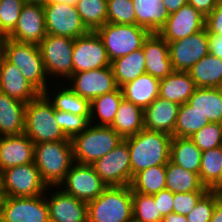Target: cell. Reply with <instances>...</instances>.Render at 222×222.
<instances>
[{
  "instance_id": "cell-1",
  "label": "cell",
  "mask_w": 222,
  "mask_h": 222,
  "mask_svg": "<svg viewBox=\"0 0 222 222\" xmlns=\"http://www.w3.org/2000/svg\"><path fill=\"white\" fill-rule=\"evenodd\" d=\"M125 140L129 146L132 178L142 170L166 165L170 160L172 136L169 134L143 128Z\"/></svg>"
},
{
  "instance_id": "cell-2",
  "label": "cell",
  "mask_w": 222,
  "mask_h": 222,
  "mask_svg": "<svg viewBox=\"0 0 222 222\" xmlns=\"http://www.w3.org/2000/svg\"><path fill=\"white\" fill-rule=\"evenodd\" d=\"M73 163L71 140L41 142L34 146V164L47 187H58Z\"/></svg>"
},
{
  "instance_id": "cell-3",
  "label": "cell",
  "mask_w": 222,
  "mask_h": 222,
  "mask_svg": "<svg viewBox=\"0 0 222 222\" xmlns=\"http://www.w3.org/2000/svg\"><path fill=\"white\" fill-rule=\"evenodd\" d=\"M123 138L111 126L89 124L72 139L74 162L92 165L111 152Z\"/></svg>"
},
{
  "instance_id": "cell-4",
  "label": "cell",
  "mask_w": 222,
  "mask_h": 222,
  "mask_svg": "<svg viewBox=\"0 0 222 222\" xmlns=\"http://www.w3.org/2000/svg\"><path fill=\"white\" fill-rule=\"evenodd\" d=\"M132 220L130 186L107 187L98 198L87 203V222H130Z\"/></svg>"
},
{
  "instance_id": "cell-5",
  "label": "cell",
  "mask_w": 222,
  "mask_h": 222,
  "mask_svg": "<svg viewBox=\"0 0 222 222\" xmlns=\"http://www.w3.org/2000/svg\"><path fill=\"white\" fill-rule=\"evenodd\" d=\"M24 134L34 144L71 140L60 129L55 119V109L43 94L26 104Z\"/></svg>"
},
{
  "instance_id": "cell-6",
  "label": "cell",
  "mask_w": 222,
  "mask_h": 222,
  "mask_svg": "<svg viewBox=\"0 0 222 222\" xmlns=\"http://www.w3.org/2000/svg\"><path fill=\"white\" fill-rule=\"evenodd\" d=\"M2 56L15 65L41 94L52 84L47 81L49 78L38 45L16 42L8 38Z\"/></svg>"
},
{
  "instance_id": "cell-7",
  "label": "cell",
  "mask_w": 222,
  "mask_h": 222,
  "mask_svg": "<svg viewBox=\"0 0 222 222\" xmlns=\"http://www.w3.org/2000/svg\"><path fill=\"white\" fill-rule=\"evenodd\" d=\"M110 62L142 48L149 31L136 24L105 23L96 30Z\"/></svg>"
},
{
  "instance_id": "cell-8",
  "label": "cell",
  "mask_w": 222,
  "mask_h": 222,
  "mask_svg": "<svg viewBox=\"0 0 222 222\" xmlns=\"http://www.w3.org/2000/svg\"><path fill=\"white\" fill-rule=\"evenodd\" d=\"M73 44L72 38L47 34L38 45L48 81L51 78H54L53 82L56 80L53 84L56 82L66 84V80L73 74Z\"/></svg>"
},
{
  "instance_id": "cell-9",
  "label": "cell",
  "mask_w": 222,
  "mask_h": 222,
  "mask_svg": "<svg viewBox=\"0 0 222 222\" xmlns=\"http://www.w3.org/2000/svg\"><path fill=\"white\" fill-rule=\"evenodd\" d=\"M47 188L34 162L1 171L2 197L39 196L43 195Z\"/></svg>"
},
{
  "instance_id": "cell-10",
  "label": "cell",
  "mask_w": 222,
  "mask_h": 222,
  "mask_svg": "<svg viewBox=\"0 0 222 222\" xmlns=\"http://www.w3.org/2000/svg\"><path fill=\"white\" fill-rule=\"evenodd\" d=\"M107 187L130 186L132 181L129 146L125 139L92 164Z\"/></svg>"
},
{
  "instance_id": "cell-11",
  "label": "cell",
  "mask_w": 222,
  "mask_h": 222,
  "mask_svg": "<svg viewBox=\"0 0 222 222\" xmlns=\"http://www.w3.org/2000/svg\"><path fill=\"white\" fill-rule=\"evenodd\" d=\"M0 222H49L45 194L33 197H2Z\"/></svg>"
},
{
  "instance_id": "cell-12",
  "label": "cell",
  "mask_w": 222,
  "mask_h": 222,
  "mask_svg": "<svg viewBox=\"0 0 222 222\" xmlns=\"http://www.w3.org/2000/svg\"><path fill=\"white\" fill-rule=\"evenodd\" d=\"M65 193L89 203L107 188L92 165L74 162L64 181L58 186Z\"/></svg>"
},
{
  "instance_id": "cell-13",
  "label": "cell",
  "mask_w": 222,
  "mask_h": 222,
  "mask_svg": "<svg viewBox=\"0 0 222 222\" xmlns=\"http://www.w3.org/2000/svg\"><path fill=\"white\" fill-rule=\"evenodd\" d=\"M46 33L76 39L89 30L84 26L76 6L67 3L43 4Z\"/></svg>"
},
{
  "instance_id": "cell-14",
  "label": "cell",
  "mask_w": 222,
  "mask_h": 222,
  "mask_svg": "<svg viewBox=\"0 0 222 222\" xmlns=\"http://www.w3.org/2000/svg\"><path fill=\"white\" fill-rule=\"evenodd\" d=\"M67 81L70 89L90 102L119 88L111 66L73 73Z\"/></svg>"
},
{
  "instance_id": "cell-15",
  "label": "cell",
  "mask_w": 222,
  "mask_h": 222,
  "mask_svg": "<svg viewBox=\"0 0 222 222\" xmlns=\"http://www.w3.org/2000/svg\"><path fill=\"white\" fill-rule=\"evenodd\" d=\"M168 46L173 70L188 72L209 53L208 31L204 28L186 38L168 42Z\"/></svg>"
},
{
  "instance_id": "cell-16",
  "label": "cell",
  "mask_w": 222,
  "mask_h": 222,
  "mask_svg": "<svg viewBox=\"0 0 222 222\" xmlns=\"http://www.w3.org/2000/svg\"><path fill=\"white\" fill-rule=\"evenodd\" d=\"M73 73L111 66L105 46L96 33L88 31L73 44Z\"/></svg>"
},
{
  "instance_id": "cell-17",
  "label": "cell",
  "mask_w": 222,
  "mask_h": 222,
  "mask_svg": "<svg viewBox=\"0 0 222 222\" xmlns=\"http://www.w3.org/2000/svg\"><path fill=\"white\" fill-rule=\"evenodd\" d=\"M206 17L192 5L186 4L170 13L158 34L166 41H176L200 32L205 28Z\"/></svg>"
},
{
  "instance_id": "cell-18",
  "label": "cell",
  "mask_w": 222,
  "mask_h": 222,
  "mask_svg": "<svg viewBox=\"0 0 222 222\" xmlns=\"http://www.w3.org/2000/svg\"><path fill=\"white\" fill-rule=\"evenodd\" d=\"M44 194L49 207V222H87L86 202L59 187H48Z\"/></svg>"
},
{
  "instance_id": "cell-19",
  "label": "cell",
  "mask_w": 222,
  "mask_h": 222,
  "mask_svg": "<svg viewBox=\"0 0 222 222\" xmlns=\"http://www.w3.org/2000/svg\"><path fill=\"white\" fill-rule=\"evenodd\" d=\"M46 35L43 4L25 3L17 24L8 38L16 42L39 45Z\"/></svg>"
},
{
  "instance_id": "cell-20",
  "label": "cell",
  "mask_w": 222,
  "mask_h": 222,
  "mask_svg": "<svg viewBox=\"0 0 222 222\" xmlns=\"http://www.w3.org/2000/svg\"><path fill=\"white\" fill-rule=\"evenodd\" d=\"M142 49L147 74L163 79L174 71L169 57L168 42L158 33H149L142 44Z\"/></svg>"
},
{
  "instance_id": "cell-21",
  "label": "cell",
  "mask_w": 222,
  "mask_h": 222,
  "mask_svg": "<svg viewBox=\"0 0 222 222\" xmlns=\"http://www.w3.org/2000/svg\"><path fill=\"white\" fill-rule=\"evenodd\" d=\"M0 91L25 104L41 94L28 82L21 71L3 56H0Z\"/></svg>"
},
{
  "instance_id": "cell-22",
  "label": "cell",
  "mask_w": 222,
  "mask_h": 222,
  "mask_svg": "<svg viewBox=\"0 0 222 222\" xmlns=\"http://www.w3.org/2000/svg\"><path fill=\"white\" fill-rule=\"evenodd\" d=\"M34 142L24 133L0 136V172L34 162Z\"/></svg>"
},
{
  "instance_id": "cell-23",
  "label": "cell",
  "mask_w": 222,
  "mask_h": 222,
  "mask_svg": "<svg viewBox=\"0 0 222 222\" xmlns=\"http://www.w3.org/2000/svg\"><path fill=\"white\" fill-rule=\"evenodd\" d=\"M180 104L157 97L144 109V128L174 137Z\"/></svg>"
},
{
  "instance_id": "cell-24",
  "label": "cell",
  "mask_w": 222,
  "mask_h": 222,
  "mask_svg": "<svg viewBox=\"0 0 222 222\" xmlns=\"http://www.w3.org/2000/svg\"><path fill=\"white\" fill-rule=\"evenodd\" d=\"M57 84H55L56 86L53 84L50 85V87H47L42 93L55 110L70 112L80 116H90L91 106L89 100L80 97L70 89L67 84L65 85L66 87L61 82ZM51 86H53V88L55 87V92Z\"/></svg>"
},
{
  "instance_id": "cell-25",
  "label": "cell",
  "mask_w": 222,
  "mask_h": 222,
  "mask_svg": "<svg viewBox=\"0 0 222 222\" xmlns=\"http://www.w3.org/2000/svg\"><path fill=\"white\" fill-rule=\"evenodd\" d=\"M26 104L0 91V136L24 133Z\"/></svg>"
},
{
  "instance_id": "cell-26",
  "label": "cell",
  "mask_w": 222,
  "mask_h": 222,
  "mask_svg": "<svg viewBox=\"0 0 222 222\" xmlns=\"http://www.w3.org/2000/svg\"><path fill=\"white\" fill-rule=\"evenodd\" d=\"M160 79L143 74L121 87L123 98L141 107H148L159 95Z\"/></svg>"
},
{
  "instance_id": "cell-27",
  "label": "cell",
  "mask_w": 222,
  "mask_h": 222,
  "mask_svg": "<svg viewBox=\"0 0 222 222\" xmlns=\"http://www.w3.org/2000/svg\"><path fill=\"white\" fill-rule=\"evenodd\" d=\"M194 80L188 72L173 71L160 79L158 97L178 104L187 103L196 89Z\"/></svg>"
},
{
  "instance_id": "cell-28",
  "label": "cell",
  "mask_w": 222,
  "mask_h": 222,
  "mask_svg": "<svg viewBox=\"0 0 222 222\" xmlns=\"http://www.w3.org/2000/svg\"><path fill=\"white\" fill-rule=\"evenodd\" d=\"M187 103L211 123L222 124V94L219 88H196Z\"/></svg>"
},
{
  "instance_id": "cell-29",
  "label": "cell",
  "mask_w": 222,
  "mask_h": 222,
  "mask_svg": "<svg viewBox=\"0 0 222 222\" xmlns=\"http://www.w3.org/2000/svg\"><path fill=\"white\" fill-rule=\"evenodd\" d=\"M133 5L136 25L146 28L150 33H158L170 15L162 0H133Z\"/></svg>"
},
{
  "instance_id": "cell-30",
  "label": "cell",
  "mask_w": 222,
  "mask_h": 222,
  "mask_svg": "<svg viewBox=\"0 0 222 222\" xmlns=\"http://www.w3.org/2000/svg\"><path fill=\"white\" fill-rule=\"evenodd\" d=\"M111 127L123 139L136 135L144 128V110L123 98Z\"/></svg>"
},
{
  "instance_id": "cell-31",
  "label": "cell",
  "mask_w": 222,
  "mask_h": 222,
  "mask_svg": "<svg viewBox=\"0 0 222 222\" xmlns=\"http://www.w3.org/2000/svg\"><path fill=\"white\" fill-rule=\"evenodd\" d=\"M198 88H218L222 82V59L208 53L188 71Z\"/></svg>"
},
{
  "instance_id": "cell-32",
  "label": "cell",
  "mask_w": 222,
  "mask_h": 222,
  "mask_svg": "<svg viewBox=\"0 0 222 222\" xmlns=\"http://www.w3.org/2000/svg\"><path fill=\"white\" fill-rule=\"evenodd\" d=\"M166 189L172 193L207 192L199 173H193L172 163L166 164Z\"/></svg>"
},
{
  "instance_id": "cell-33",
  "label": "cell",
  "mask_w": 222,
  "mask_h": 222,
  "mask_svg": "<svg viewBox=\"0 0 222 222\" xmlns=\"http://www.w3.org/2000/svg\"><path fill=\"white\" fill-rule=\"evenodd\" d=\"M122 99L121 88L111 93L97 96L90 102V123L98 126H111Z\"/></svg>"
},
{
  "instance_id": "cell-34",
  "label": "cell",
  "mask_w": 222,
  "mask_h": 222,
  "mask_svg": "<svg viewBox=\"0 0 222 222\" xmlns=\"http://www.w3.org/2000/svg\"><path fill=\"white\" fill-rule=\"evenodd\" d=\"M145 63L142 48L112 61L111 67L118 87L121 88L126 83L145 74Z\"/></svg>"
},
{
  "instance_id": "cell-35",
  "label": "cell",
  "mask_w": 222,
  "mask_h": 222,
  "mask_svg": "<svg viewBox=\"0 0 222 222\" xmlns=\"http://www.w3.org/2000/svg\"><path fill=\"white\" fill-rule=\"evenodd\" d=\"M202 151L190 138L172 137L170 161L183 169L199 173Z\"/></svg>"
},
{
  "instance_id": "cell-36",
  "label": "cell",
  "mask_w": 222,
  "mask_h": 222,
  "mask_svg": "<svg viewBox=\"0 0 222 222\" xmlns=\"http://www.w3.org/2000/svg\"><path fill=\"white\" fill-rule=\"evenodd\" d=\"M199 177L208 190L222 187V146L202 151Z\"/></svg>"
},
{
  "instance_id": "cell-37",
  "label": "cell",
  "mask_w": 222,
  "mask_h": 222,
  "mask_svg": "<svg viewBox=\"0 0 222 222\" xmlns=\"http://www.w3.org/2000/svg\"><path fill=\"white\" fill-rule=\"evenodd\" d=\"M132 191L154 195L166 189V165H157L136 173L130 183Z\"/></svg>"
},
{
  "instance_id": "cell-38",
  "label": "cell",
  "mask_w": 222,
  "mask_h": 222,
  "mask_svg": "<svg viewBox=\"0 0 222 222\" xmlns=\"http://www.w3.org/2000/svg\"><path fill=\"white\" fill-rule=\"evenodd\" d=\"M209 123L210 121L207 118L193 110L188 103L180 104L174 128V137L190 138L195 132Z\"/></svg>"
},
{
  "instance_id": "cell-39",
  "label": "cell",
  "mask_w": 222,
  "mask_h": 222,
  "mask_svg": "<svg viewBox=\"0 0 222 222\" xmlns=\"http://www.w3.org/2000/svg\"><path fill=\"white\" fill-rule=\"evenodd\" d=\"M75 6L89 31H96L107 22V0H78Z\"/></svg>"
},
{
  "instance_id": "cell-40",
  "label": "cell",
  "mask_w": 222,
  "mask_h": 222,
  "mask_svg": "<svg viewBox=\"0 0 222 222\" xmlns=\"http://www.w3.org/2000/svg\"><path fill=\"white\" fill-rule=\"evenodd\" d=\"M132 216L135 222H161L163 219L153 195L134 191H132Z\"/></svg>"
},
{
  "instance_id": "cell-41",
  "label": "cell",
  "mask_w": 222,
  "mask_h": 222,
  "mask_svg": "<svg viewBox=\"0 0 222 222\" xmlns=\"http://www.w3.org/2000/svg\"><path fill=\"white\" fill-rule=\"evenodd\" d=\"M107 23L136 24L133 0H107Z\"/></svg>"
},
{
  "instance_id": "cell-42",
  "label": "cell",
  "mask_w": 222,
  "mask_h": 222,
  "mask_svg": "<svg viewBox=\"0 0 222 222\" xmlns=\"http://www.w3.org/2000/svg\"><path fill=\"white\" fill-rule=\"evenodd\" d=\"M220 200L217 190H208L186 215L187 222H210L215 204Z\"/></svg>"
},
{
  "instance_id": "cell-43",
  "label": "cell",
  "mask_w": 222,
  "mask_h": 222,
  "mask_svg": "<svg viewBox=\"0 0 222 222\" xmlns=\"http://www.w3.org/2000/svg\"><path fill=\"white\" fill-rule=\"evenodd\" d=\"M190 139L201 150L206 151L222 146V124L209 123L195 132Z\"/></svg>"
},
{
  "instance_id": "cell-44",
  "label": "cell",
  "mask_w": 222,
  "mask_h": 222,
  "mask_svg": "<svg viewBox=\"0 0 222 222\" xmlns=\"http://www.w3.org/2000/svg\"><path fill=\"white\" fill-rule=\"evenodd\" d=\"M90 116H80L70 112L55 110V119L64 135L72 139L75 135L83 132L88 125Z\"/></svg>"
},
{
  "instance_id": "cell-45",
  "label": "cell",
  "mask_w": 222,
  "mask_h": 222,
  "mask_svg": "<svg viewBox=\"0 0 222 222\" xmlns=\"http://www.w3.org/2000/svg\"><path fill=\"white\" fill-rule=\"evenodd\" d=\"M25 0H0V28L9 35L15 28Z\"/></svg>"
},
{
  "instance_id": "cell-46",
  "label": "cell",
  "mask_w": 222,
  "mask_h": 222,
  "mask_svg": "<svg viewBox=\"0 0 222 222\" xmlns=\"http://www.w3.org/2000/svg\"><path fill=\"white\" fill-rule=\"evenodd\" d=\"M206 192L173 193V213L187 215Z\"/></svg>"
},
{
  "instance_id": "cell-47",
  "label": "cell",
  "mask_w": 222,
  "mask_h": 222,
  "mask_svg": "<svg viewBox=\"0 0 222 222\" xmlns=\"http://www.w3.org/2000/svg\"><path fill=\"white\" fill-rule=\"evenodd\" d=\"M205 28L208 34L222 37V3H218L214 10L206 16Z\"/></svg>"
},
{
  "instance_id": "cell-48",
  "label": "cell",
  "mask_w": 222,
  "mask_h": 222,
  "mask_svg": "<svg viewBox=\"0 0 222 222\" xmlns=\"http://www.w3.org/2000/svg\"><path fill=\"white\" fill-rule=\"evenodd\" d=\"M153 197L163 217L173 213V193L169 189H163L154 194Z\"/></svg>"
},
{
  "instance_id": "cell-49",
  "label": "cell",
  "mask_w": 222,
  "mask_h": 222,
  "mask_svg": "<svg viewBox=\"0 0 222 222\" xmlns=\"http://www.w3.org/2000/svg\"><path fill=\"white\" fill-rule=\"evenodd\" d=\"M196 10L200 11L205 17L211 13L219 3L218 0H187Z\"/></svg>"
},
{
  "instance_id": "cell-50",
  "label": "cell",
  "mask_w": 222,
  "mask_h": 222,
  "mask_svg": "<svg viewBox=\"0 0 222 222\" xmlns=\"http://www.w3.org/2000/svg\"><path fill=\"white\" fill-rule=\"evenodd\" d=\"M209 53L222 59V37L219 35L208 34Z\"/></svg>"
},
{
  "instance_id": "cell-51",
  "label": "cell",
  "mask_w": 222,
  "mask_h": 222,
  "mask_svg": "<svg viewBox=\"0 0 222 222\" xmlns=\"http://www.w3.org/2000/svg\"><path fill=\"white\" fill-rule=\"evenodd\" d=\"M162 2L169 14L178 11L182 6L188 4L187 0H162Z\"/></svg>"
},
{
  "instance_id": "cell-52",
  "label": "cell",
  "mask_w": 222,
  "mask_h": 222,
  "mask_svg": "<svg viewBox=\"0 0 222 222\" xmlns=\"http://www.w3.org/2000/svg\"><path fill=\"white\" fill-rule=\"evenodd\" d=\"M161 222H187V219L185 215L170 213L164 216Z\"/></svg>"
},
{
  "instance_id": "cell-53",
  "label": "cell",
  "mask_w": 222,
  "mask_h": 222,
  "mask_svg": "<svg viewBox=\"0 0 222 222\" xmlns=\"http://www.w3.org/2000/svg\"><path fill=\"white\" fill-rule=\"evenodd\" d=\"M210 222H222V200L220 199L216 204Z\"/></svg>"
},
{
  "instance_id": "cell-54",
  "label": "cell",
  "mask_w": 222,
  "mask_h": 222,
  "mask_svg": "<svg viewBox=\"0 0 222 222\" xmlns=\"http://www.w3.org/2000/svg\"><path fill=\"white\" fill-rule=\"evenodd\" d=\"M8 35L0 28V56L3 55Z\"/></svg>"
},
{
  "instance_id": "cell-55",
  "label": "cell",
  "mask_w": 222,
  "mask_h": 222,
  "mask_svg": "<svg viewBox=\"0 0 222 222\" xmlns=\"http://www.w3.org/2000/svg\"><path fill=\"white\" fill-rule=\"evenodd\" d=\"M78 0H46L44 4L67 3L75 6Z\"/></svg>"
},
{
  "instance_id": "cell-56",
  "label": "cell",
  "mask_w": 222,
  "mask_h": 222,
  "mask_svg": "<svg viewBox=\"0 0 222 222\" xmlns=\"http://www.w3.org/2000/svg\"><path fill=\"white\" fill-rule=\"evenodd\" d=\"M46 0H25L26 3L44 4Z\"/></svg>"
},
{
  "instance_id": "cell-57",
  "label": "cell",
  "mask_w": 222,
  "mask_h": 222,
  "mask_svg": "<svg viewBox=\"0 0 222 222\" xmlns=\"http://www.w3.org/2000/svg\"><path fill=\"white\" fill-rule=\"evenodd\" d=\"M217 191L219 192L220 199L222 200V187H221V188H219Z\"/></svg>"
},
{
  "instance_id": "cell-58",
  "label": "cell",
  "mask_w": 222,
  "mask_h": 222,
  "mask_svg": "<svg viewBox=\"0 0 222 222\" xmlns=\"http://www.w3.org/2000/svg\"><path fill=\"white\" fill-rule=\"evenodd\" d=\"M0 197H2V192H1V172H0Z\"/></svg>"
},
{
  "instance_id": "cell-59",
  "label": "cell",
  "mask_w": 222,
  "mask_h": 222,
  "mask_svg": "<svg viewBox=\"0 0 222 222\" xmlns=\"http://www.w3.org/2000/svg\"><path fill=\"white\" fill-rule=\"evenodd\" d=\"M218 88H219V90H220V92L222 94V82H221V84H220V86Z\"/></svg>"
}]
</instances>
